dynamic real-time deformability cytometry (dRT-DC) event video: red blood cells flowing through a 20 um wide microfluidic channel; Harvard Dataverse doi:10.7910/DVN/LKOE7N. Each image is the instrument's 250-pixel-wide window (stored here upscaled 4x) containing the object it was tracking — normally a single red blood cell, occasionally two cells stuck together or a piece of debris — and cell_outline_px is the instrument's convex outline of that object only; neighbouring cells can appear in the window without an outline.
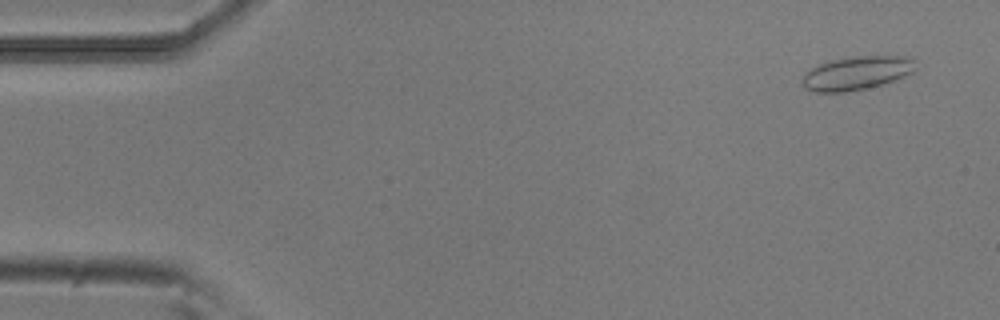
{"species": "common noctule bat (a hibernating species)", "species_latin": "Nyctalus noctula", "temperature_condition": "room temperature", "stored_images_in_passage": 54, "camera_frame_rate_fps": 3000, "um_per_image_px": 0.085, "animal": {"sex": "male", "body_mass_g": 20.5, "forearm_length_mm": 52.5}, "frame": {"image": 1, "passage_image": 3, "time_ms": 0.667, "image_size_px": [1000, 320], "cell_outline_px": [[916, 68], [912, 72], [904, 76], [880, 84], [864, 88], [844, 92], [812, 92], [804, 88], [800, 84], [800, 80], [812, 68], [828, 60], [856, 56], [908, 56], [916, 60]], "centroid_in_image_um": [72.79, 6.2], "position_along_channel_um": 12.2, "area_um2": 22.14}}
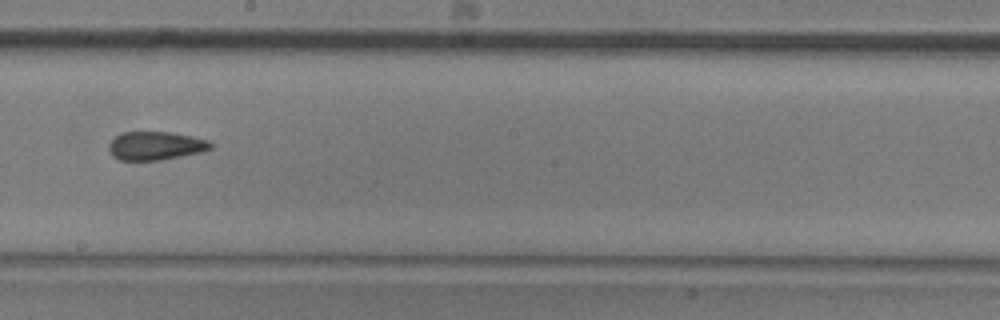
{"frame": {"image": 2, "passage_image": 30, "time_ms": 9.667, "image_size_px": [1000, 320], "cell_outline_px": [[212, 148], [204, 152], [160, 160], [120, 160], [112, 156], [108, 148], [108, 144], [116, 136], [124, 132], [172, 132], [192, 136], [208, 140], [212, 144]], "centroid_in_image_um": [13.24, 12.39], "position_along_channel_um": 235.0, "area_um2": 16.99}}
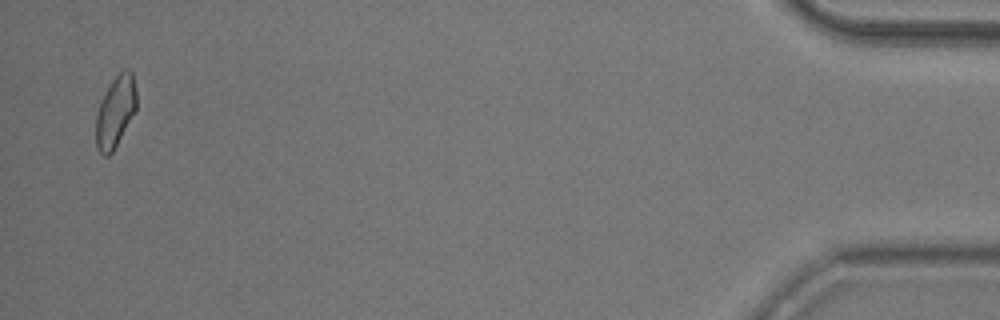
{"frame": {"image": 3, "passage_image": 52, "time_ms": 17.0, "image_size_px": [1000, 320], "cell_outline_px": [[136, 108], [112, 152], [108, 156], [104, 156], [96, 148], [96, 112], [112, 80], [124, 68], [128, 68], [132, 72], [136, 92]], "centroid_in_image_um": [9.8, 9.48], "position_along_channel_um": 425.4, "area_um2": 16.42}, "authors_computed_cell_mechanics": {"area_um2": 17.5423, "velocity_mm_per_s": 3.7917, "shape_relaxation_time_tau1_ms": null, "shape_relaxation_time_tau2_ms": 1.9018, "deformation_change_tau1": null, "deformation_change_tau2": 0.0769}}